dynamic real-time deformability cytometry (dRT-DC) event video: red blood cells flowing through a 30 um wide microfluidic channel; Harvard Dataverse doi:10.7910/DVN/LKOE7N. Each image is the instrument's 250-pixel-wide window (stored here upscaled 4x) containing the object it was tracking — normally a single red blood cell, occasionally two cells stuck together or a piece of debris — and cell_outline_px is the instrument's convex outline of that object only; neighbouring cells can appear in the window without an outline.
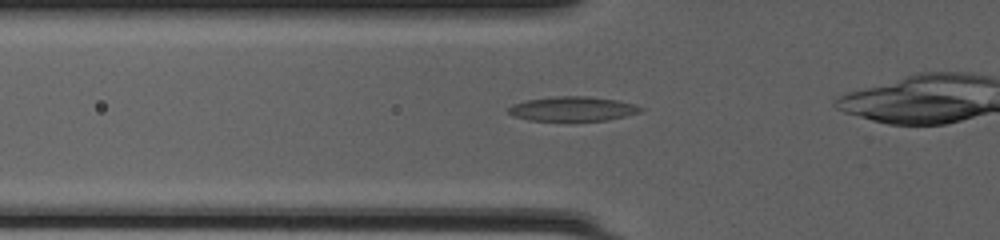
{"species": "common noctule bat (a hibernating species)", "species_latin": "Nyctalus noctula", "temperature_condition": "cold", "stored_images_in_passage": 32, "camera_frame_rate_fps": 3000, "um_per_image_px": 0.085, "animal": {"sex": "female", "body_mass_g": 20.0, "forearm_length_mm": 54.0}, "frame": {"image": 1, "passage_image": 9, "time_ms": 2.667, "image_size_px": [1000, 240], "cell_outline_px": [[644, 108], [640, 112], [608, 120], [572, 124], [528, 120], [512, 116], [508, 112], [508, 108], [512, 104], [524, 100], [556, 96], [588, 96], [616, 100], [636, 104]], "centroid_in_image_um": [48.64, 9.3], "position_along_channel_um": 77.2, "area_um2": 20.0}}
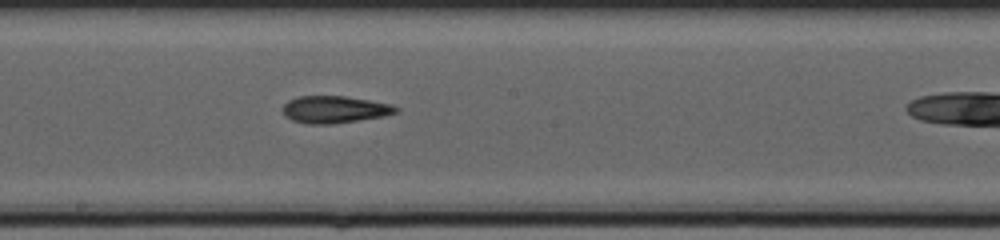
{"frame": {"image": 2, "passage_image": 19, "time_ms": 6.0, "image_size_px": [1000, 240], "cell_outline_px": [[400, 112], [384, 116], [332, 124], [308, 124], [292, 120], [284, 116], [284, 104], [288, 100], [296, 96], [344, 96], [392, 104], [400, 108]], "centroid_in_image_um": [28.46, 9.3], "position_along_channel_um": 219.7, "area_um2": 17.98}}
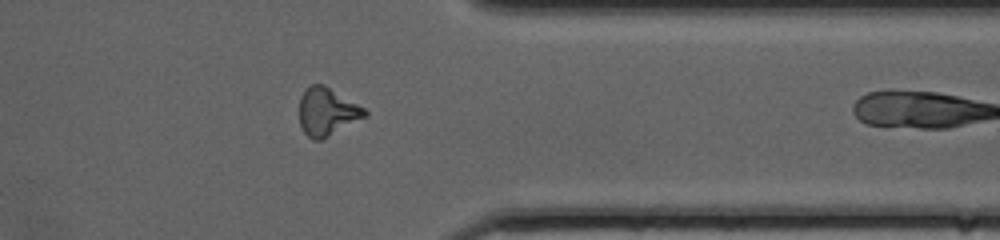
{"frame": {"image": 3, "passage_image": 31, "time_ms": 10.0, "image_size_px": [1000, 240], "cell_outline_px": [[368, 116], [320, 140], [312, 140], [304, 132], [300, 124], [300, 96], [312, 84], [324, 84], [364, 108], [368, 112]], "centroid_in_image_um": [27.81, 9.5], "position_along_channel_um": 383.6, "area_um2": 18.03}}